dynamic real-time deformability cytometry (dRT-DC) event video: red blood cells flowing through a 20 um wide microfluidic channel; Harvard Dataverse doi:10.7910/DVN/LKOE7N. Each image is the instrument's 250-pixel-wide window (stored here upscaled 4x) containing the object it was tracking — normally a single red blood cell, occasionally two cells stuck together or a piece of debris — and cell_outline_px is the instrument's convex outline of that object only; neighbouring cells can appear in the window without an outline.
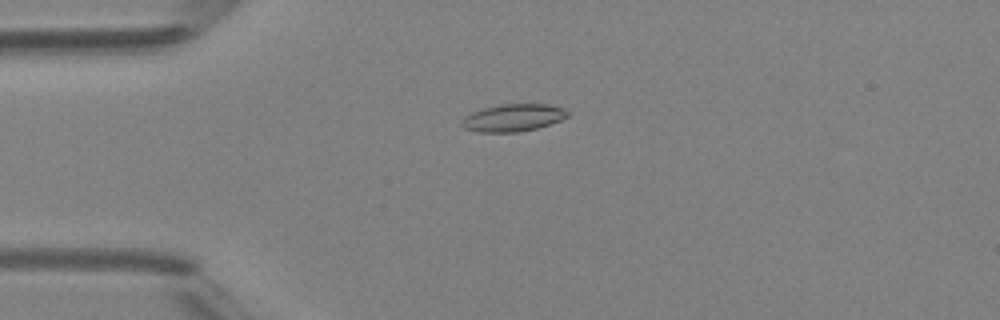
{"species": "Egyptian fruit bat (a non-hibernating species)", "species_latin": "Rousettus aegyptiacus", "temperature_condition": "room temperature", "stored_images_in_passage": 6, "camera_frame_rate_fps": 3000, "um_per_image_px": 0.085, "animal": {"sex": "female"}, "frame": {"image": 1, "passage_image": 2, "time_ms": 1.333, "image_size_px": [1000, 320], "cell_outline_px": [[568, 116], [560, 120], [536, 128], [516, 132], [476, 132], [464, 128], [460, 124], [464, 116], [472, 112], [484, 108], [500, 104], [548, 104], [564, 108], [568, 112]], "centroid_in_image_um": [43.58, 10.0], "position_along_channel_um": 41.4, "area_um2": 16.82}}
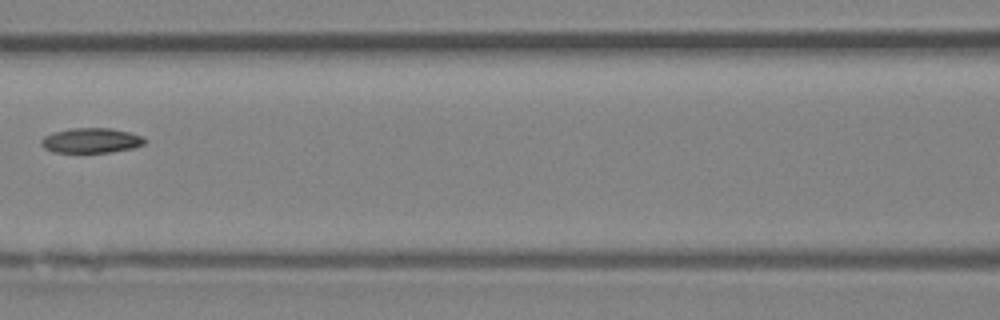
{"frame": {"image": 2, "passage_image": 5, "time_ms": 4.667, "image_size_px": [1000, 320], "cell_outline_px": [[148, 140], [144, 144], [132, 148], [112, 152], [52, 152], [44, 148], [40, 144], [40, 140], [44, 136], [56, 132], [72, 128], [112, 128], [144, 136]], "centroid_in_image_um": [7.77, 11.94], "position_along_channel_um": 158.8, "area_um2": 15.09}}
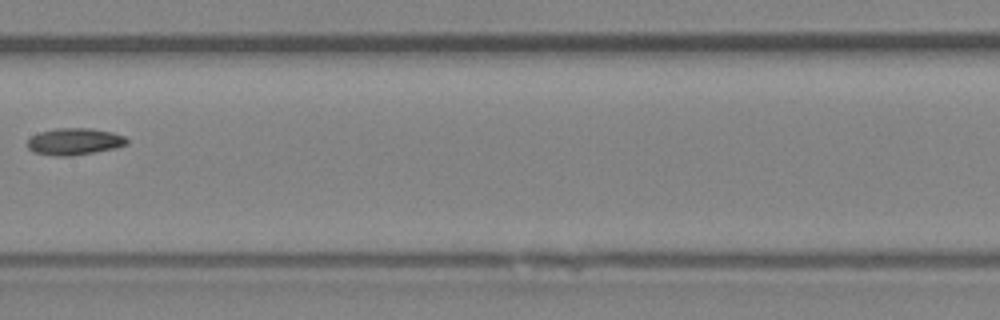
{"frame": {"image": 3, "passage_image": 6, "time_ms": 5.667, "image_size_px": [1000, 320], "cell_outline_px": [[128, 144], [116, 148], [72, 156], [52, 156], [32, 152], [28, 148], [28, 140], [32, 136], [40, 132], [56, 128], [92, 128], [112, 132], [124, 136], [128, 140]], "centroid_in_image_um": [6.33, 12.03], "position_along_channel_um": 201.1, "area_um2": 15.66}}